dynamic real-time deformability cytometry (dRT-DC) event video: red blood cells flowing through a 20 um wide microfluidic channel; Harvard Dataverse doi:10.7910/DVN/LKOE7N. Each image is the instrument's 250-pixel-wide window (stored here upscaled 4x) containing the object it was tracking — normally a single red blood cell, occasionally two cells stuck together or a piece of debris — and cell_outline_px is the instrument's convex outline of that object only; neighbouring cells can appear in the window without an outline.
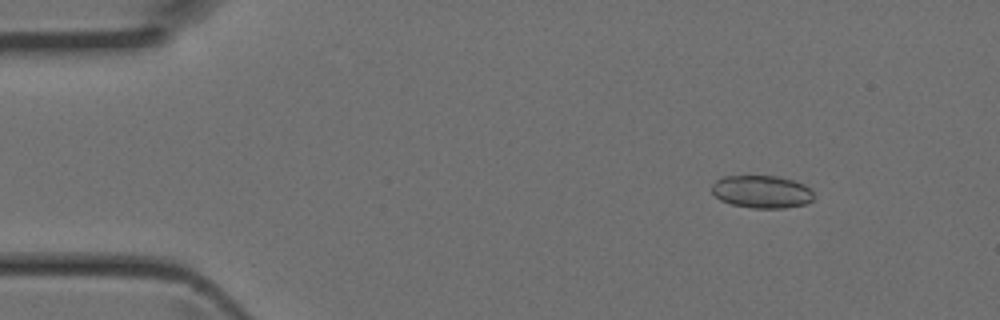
{"species": "Egyptian fruit bat (a non-hibernating species)", "species_latin": "Rousettus aegyptiacus", "temperature_condition": "room temperature", "stored_images_in_passage": 40, "camera_frame_rate_fps": 3000, "um_per_image_px": 0.085, "animal": {"sex": "female"}, "frame": {"image": 1, "passage_image": 2, "time_ms": 0.333, "image_size_px": [1000, 320], "cell_outline_px": [[812, 200], [808, 204], [784, 208], [752, 208], [732, 204], [720, 200], [712, 192], [712, 184], [716, 180], [724, 176], [776, 176], [792, 180], [804, 184], [812, 192]], "centroid_in_image_um": [64.74, 16.3], "position_along_channel_um": 20.3, "area_um2": 19.36}}
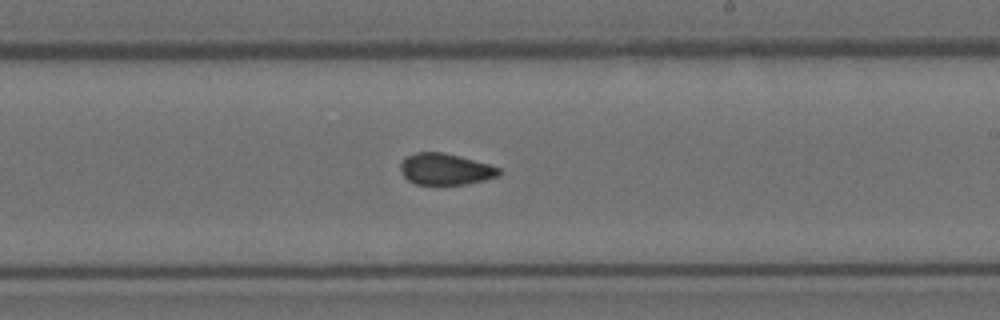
{"frame": {"image": 2, "passage_image": 22, "time_ms": 7.0, "image_size_px": [1000, 320], "cell_outline_px": [[500, 176], [484, 180], [464, 184], [416, 184], [408, 180], [400, 172], [400, 164], [408, 156], [416, 152], [444, 152], [488, 164], [500, 168]], "centroid_in_image_um": [37.85, 14.38], "position_along_channel_um": 251.1, "area_um2": 17.86}}
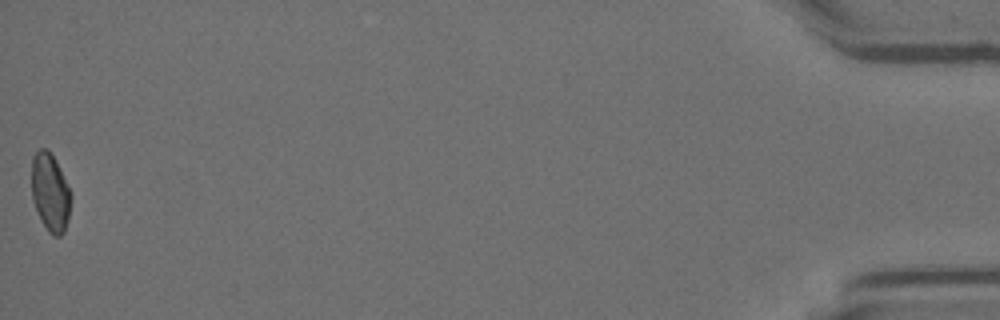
{"frame": {"image": 3, "passage_image": 40, "time_ms": 13.0, "image_size_px": [1000, 320], "cell_outline_px": [[72, 196], [68, 220], [64, 232], [60, 236], [52, 236], [48, 232], [32, 200], [32, 156], [40, 148], [48, 148], [56, 160], [72, 192]], "centroid_in_image_um": [4.29, 16.33], "position_along_channel_um": 430.9, "area_um2": 18.09}}